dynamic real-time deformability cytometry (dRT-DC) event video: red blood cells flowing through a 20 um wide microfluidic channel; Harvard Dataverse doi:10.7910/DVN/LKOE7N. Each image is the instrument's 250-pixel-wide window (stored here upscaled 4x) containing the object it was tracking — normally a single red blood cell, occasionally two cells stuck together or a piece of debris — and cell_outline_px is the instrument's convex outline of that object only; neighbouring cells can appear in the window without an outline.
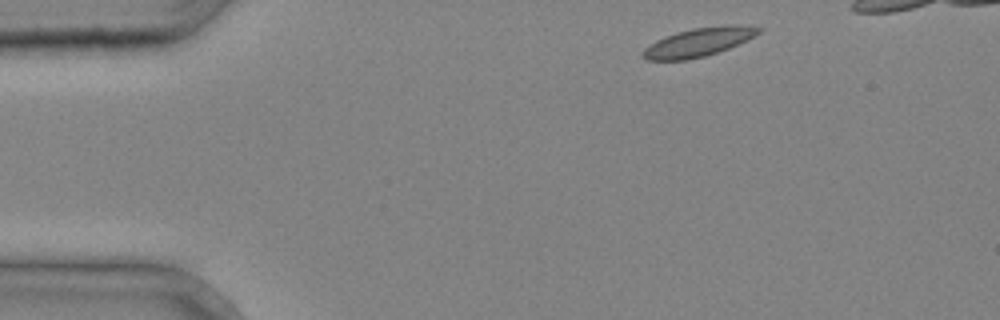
{"species": "common noctule bat (a hibernating species)", "species_latin": "Nyctalus noctula", "temperature_condition": "cold", "stored_images_in_passage": 4, "camera_frame_rate_fps": 3000, "um_per_image_px": 0.085, "animal": {"sex": "male", "body_mass_g": 20.4}, "frame": {"image": 1, "passage_image": 1, "time_ms": 0.0, "image_size_px": [1000, 320], "cell_outline_px": [[764, 28], [756, 36], [748, 40], [728, 48], [704, 56], [688, 60], [644, 60], [640, 56], [640, 52], [644, 48], [656, 40], [664, 36], [676, 32], [692, 28], [728, 24], [740, 24]], "centroid_in_image_um": [59.37, 3.57], "position_along_channel_um": 25.6, "area_um2": 19.65}}